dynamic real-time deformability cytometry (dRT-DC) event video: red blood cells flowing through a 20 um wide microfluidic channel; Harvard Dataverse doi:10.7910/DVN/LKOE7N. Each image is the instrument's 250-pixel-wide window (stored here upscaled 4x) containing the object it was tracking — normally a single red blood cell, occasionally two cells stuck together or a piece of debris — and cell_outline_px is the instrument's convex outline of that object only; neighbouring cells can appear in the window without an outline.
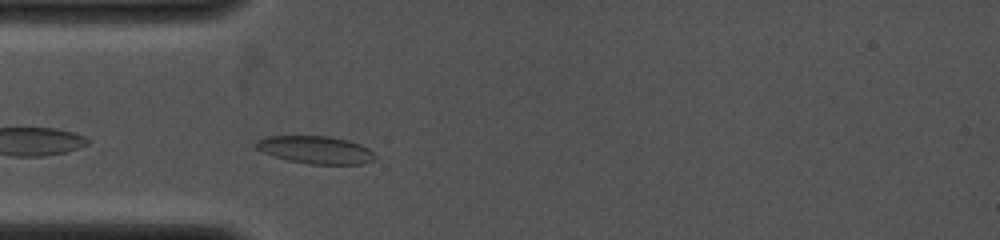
{"species": "common noctule bat (a hibernating species)", "species_latin": "Nyctalus noctula", "temperature_condition": "cold", "stored_images_in_passage": 26, "camera_frame_rate_fps": 4000, "um_per_image_px": 0.085, "animal": {"sex": "female", "body_mass_g": 19.0, "forearm_length_mm": 53.3}, "frame": {"image": 1, "passage_image": 2, "time_ms": 0.5, "image_size_px": [1000, 240], "cell_outline_px": [[376, 160], [360, 164], [312, 164], [288, 160], [272, 156], [256, 148], [256, 140], [268, 136], [328, 136], [348, 140], [360, 144], [368, 148], [376, 156]], "centroid_in_image_um": [26.84, 12.73], "position_along_channel_um": 58.2, "area_um2": 19.13}}
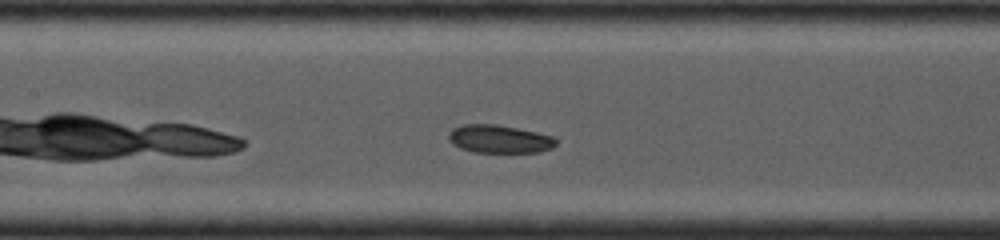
{"frame": {"image": 2, "passage_image": 13, "time_ms": 3.0, "image_size_px": [1000, 240], "cell_outline_px": [[556, 144], [552, 148], [540, 152], [472, 152], [460, 148], [452, 144], [448, 140], [448, 132], [452, 128], [464, 124], [496, 124], [536, 132], [552, 136], [556, 140]], "centroid_in_image_um": [42.4, 11.82], "position_along_channel_um": 165.0, "area_um2": 17.63}}
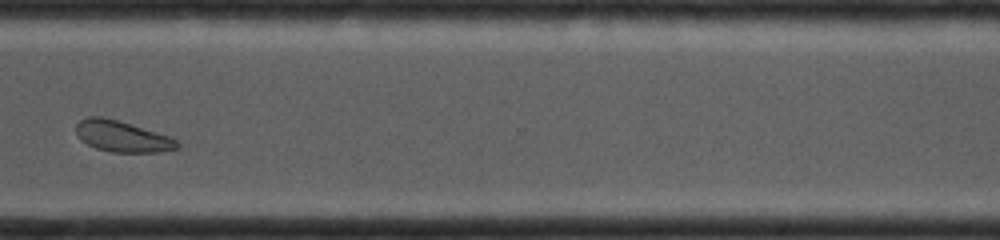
{"frame": {"image": 3, "passage_image": 23, "time_ms": 7.5, "image_size_px": [1000, 240], "cell_outline_px": [[180, 148], [160, 152], [112, 152], [96, 148], [80, 140], [76, 132], [76, 124], [80, 120], [88, 116], [100, 116], [116, 120], [172, 136], [180, 144]], "centroid_in_image_um": [10.41, 11.6], "position_along_channel_um": 360.2, "area_um2": 18.38}}